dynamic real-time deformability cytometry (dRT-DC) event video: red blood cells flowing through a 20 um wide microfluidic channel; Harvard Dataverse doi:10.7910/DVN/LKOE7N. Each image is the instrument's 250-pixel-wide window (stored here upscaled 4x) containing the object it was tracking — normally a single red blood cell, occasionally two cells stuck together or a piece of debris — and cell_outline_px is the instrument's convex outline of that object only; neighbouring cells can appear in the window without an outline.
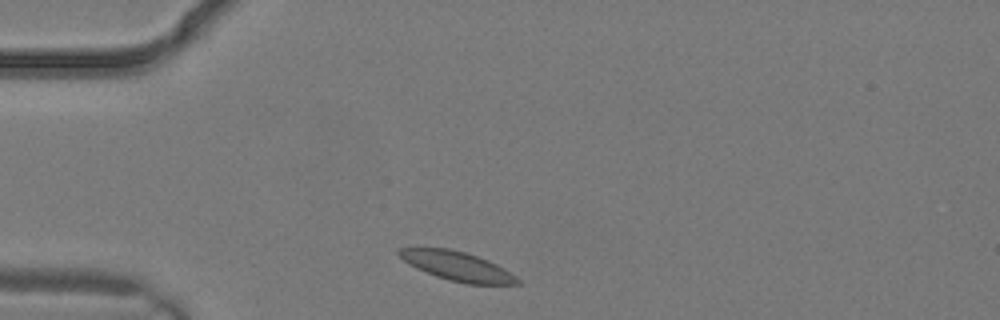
{"species": "common noctule bat (a hibernating species)", "species_latin": "Nyctalus noctula", "temperature_condition": "warm", "stored_images_in_passage": 1, "camera_frame_rate_fps": 3000, "um_per_image_px": 0.085, "animal": {"sex": "male", "body_mass_g": 19.2, "forearm_length_mm": 51.8}, "frame": {"image": 1, "passage_image": 1, "time_ms": 0.0, "image_size_px": [1000, 320], "cell_outline_px": [[520, 284], [464, 284], [448, 280], [436, 276], [416, 268], [404, 260], [396, 252], [400, 248], [448, 248], [464, 252], [488, 260], [504, 268], [516, 276], [520, 280]], "centroid_in_image_um": [38.88, 22.63], "position_along_channel_um": 46.1, "area_um2": 19.94}}